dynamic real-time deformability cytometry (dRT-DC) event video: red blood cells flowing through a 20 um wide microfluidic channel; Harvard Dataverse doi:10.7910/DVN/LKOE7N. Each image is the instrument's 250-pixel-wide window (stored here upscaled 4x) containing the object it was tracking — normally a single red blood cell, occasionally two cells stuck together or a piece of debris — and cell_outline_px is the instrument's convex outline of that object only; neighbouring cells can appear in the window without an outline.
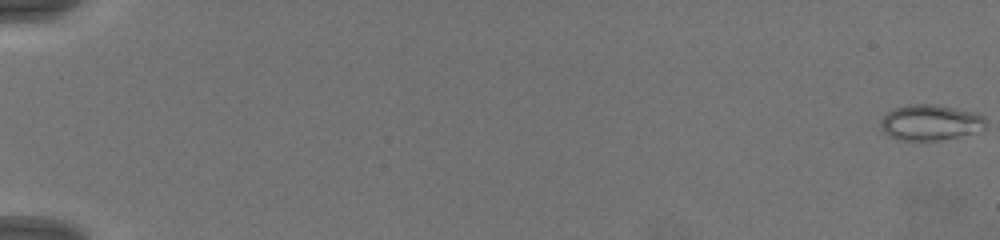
{"species": "common noctule bat (a hibernating species)", "species_latin": "Nyctalus noctula", "temperature_condition": "warm", "stored_images_in_passage": 71, "camera_frame_rate_fps": 3000, "um_per_image_px": 0.085, "animal": {"sex": "female", "body_mass_g": 19.5, "forearm_length_mm": 54.1}, "frame": {"image": 1, "passage_image": 1, "time_ms": 0.0, "image_size_px": [1000, 240], "cell_outline_px": [[984, 132], [940, 140], [900, 140], [888, 136], [880, 128], [880, 124], [884, 116], [888, 112], [896, 108], [912, 104], [932, 104], [972, 112], [984, 116]], "centroid_in_image_um": [79.1, 10.44], "position_along_channel_um": 5.9, "area_um2": 21.79}}
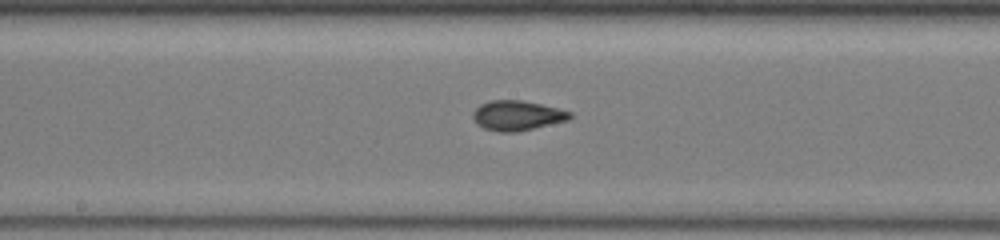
{"frame": {"image": 2, "passage_image": 41, "time_ms": 13.333, "image_size_px": [1000, 240], "cell_outline_px": [[572, 116], [568, 120], [516, 132], [500, 132], [484, 128], [476, 124], [472, 116], [472, 112], [480, 104], [492, 100], [520, 100], [540, 104], [572, 112]], "centroid_in_image_um": [43.92, 9.82], "position_along_channel_um": 204.3, "area_um2": 16.76}}
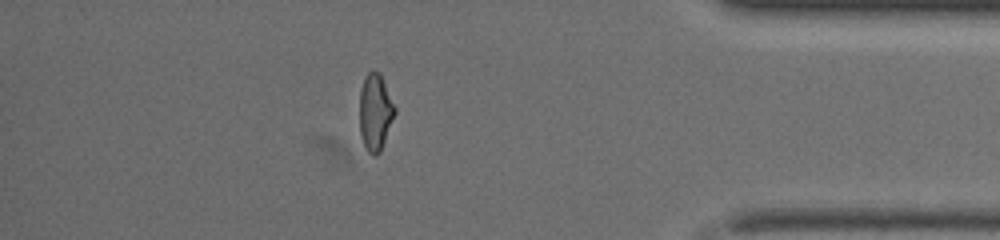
{"frame": {"image": 3, "passage_image": 63, "time_ms": 20.667, "image_size_px": [1000, 240], "cell_outline_px": [[396, 112], [380, 152], [376, 156], [372, 156], [364, 148], [360, 136], [360, 88], [368, 72], [380, 72], [396, 108]], "centroid_in_image_um": [31.89, 9.57], "position_along_channel_um": 403.3, "area_um2": 15.84}}